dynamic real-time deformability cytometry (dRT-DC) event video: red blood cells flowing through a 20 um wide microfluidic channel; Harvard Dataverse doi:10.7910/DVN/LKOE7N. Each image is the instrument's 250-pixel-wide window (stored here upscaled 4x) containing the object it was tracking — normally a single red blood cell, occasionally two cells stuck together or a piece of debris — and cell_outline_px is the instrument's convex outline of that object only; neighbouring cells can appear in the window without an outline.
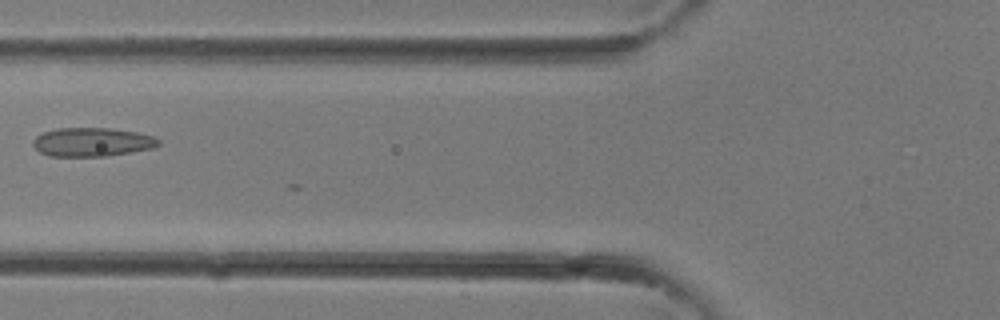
{"species": "common noctule bat (a hibernating species)", "species_latin": "Nyctalus noctula", "temperature_condition": "room temperature", "stored_images_in_passage": 19, "camera_frame_rate_fps": 3000, "um_per_image_px": 0.085, "animal": {"sex": "female"}, "frame": {"image": 1, "passage_image": 13, "time_ms": 4.0, "image_size_px": [1000, 320], "cell_outline_px": [[160, 144], [152, 148], [132, 152], [108, 156], [48, 156], [40, 152], [32, 144], [32, 140], [36, 136], [44, 132], [56, 128], [108, 128], [136, 132], [156, 136], [160, 140]], "centroid_in_image_um": [7.84, 12.07], "position_along_channel_um": 118.0, "area_um2": 21.15}}
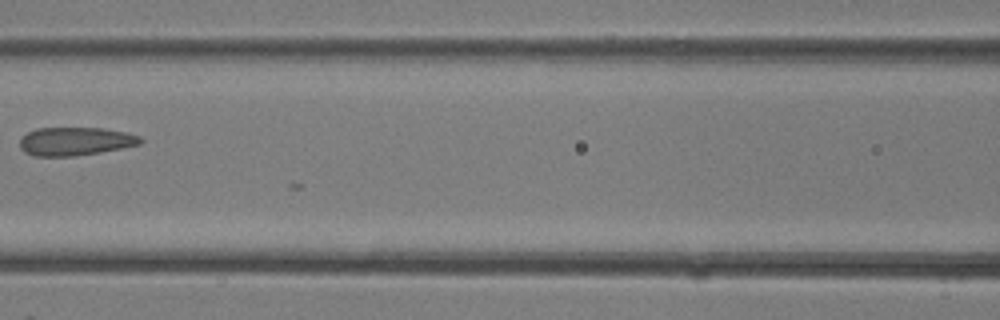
{"frame": {"image": 2, "passage_image": 15, "time_ms": 4.667, "image_size_px": [1000, 320], "cell_outline_px": [[144, 140], [140, 144], [100, 152], [76, 156], [32, 156], [24, 152], [20, 148], [20, 140], [28, 132], [36, 128], [104, 128], [128, 132], [140, 136]], "centroid_in_image_um": [6.41, 12.01], "position_along_channel_um": 160.2, "area_um2": 20.0}}
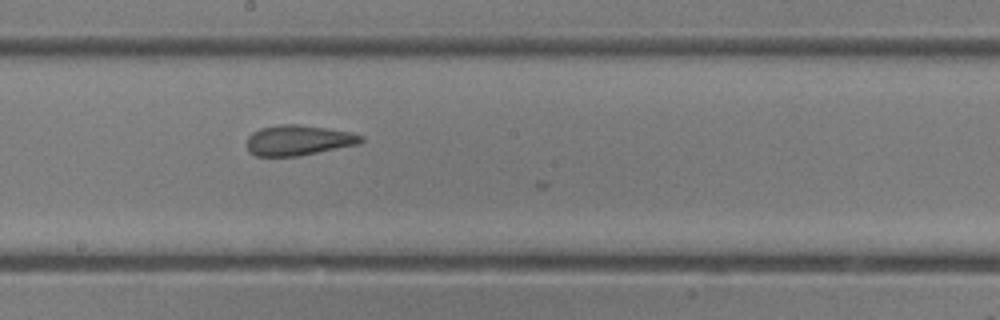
{"frame": {"image": 3, "passage_image": 18, "time_ms": 5.667, "image_size_px": [1000, 320], "cell_outline_px": [[364, 140], [360, 144], [300, 156], [256, 156], [248, 152], [248, 136], [252, 132], [260, 128], [280, 124], [296, 124], [352, 132], [364, 136]], "centroid_in_image_um": [25.38, 11.93], "position_along_channel_um": 222.8, "area_um2": 20.29}}